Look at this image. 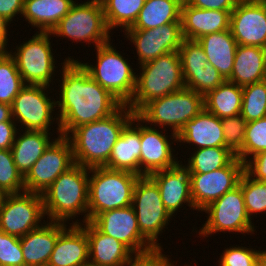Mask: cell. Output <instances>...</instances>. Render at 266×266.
Returning <instances> with one entry per match:
<instances>
[{
    "label": "cell",
    "instance_id": "obj_1",
    "mask_svg": "<svg viewBox=\"0 0 266 266\" xmlns=\"http://www.w3.org/2000/svg\"><path fill=\"white\" fill-rule=\"evenodd\" d=\"M61 66V70L58 69L61 80L57 78L59 89H55L61 136L67 137L81 125L108 117L123 105L101 87L73 56L65 58Z\"/></svg>",
    "mask_w": 266,
    "mask_h": 266
},
{
    "label": "cell",
    "instance_id": "obj_2",
    "mask_svg": "<svg viewBox=\"0 0 266 266\" xmlns=\"http://www.w3.org/2000/svg\"><path fill=\"white\" fill-rule=\"evenodd\" d=\"M135 113L122 105L114 114L75 128L67 138L74 163L83 167H104L124 127Z\"/></svg>",
    "mask_w": 266,
    "mask_h": 266
},
{
    "label": "cell",
    "instance_id": "obj_3",
    "mask_svg": "<svg viewBox=\"0 0 266 266\" xmlns=\"http://www.w3.org/2000/svg\"><path fill=\"white\" fill-rule=\"evenodd\" d=\"M89 174L90 168L74 164L48 187L42 194L47 220L69 225L88 221Z\"/></svg>",
    "mask_w": 266,
    "mask_h": 266
},
{
    "label": "cell",
    "instance_id": "obj_4",
    "mask_svg": "<svg viewBox=\"0 0 266 266\" xmlns=\"http://www.w3.org/2000/svg\"><path fill=\"white\" fill-rule=\"evenodd\" d=\"M139 69L133 96L126 104L135 114L148 102L185 88L179 51L141 64Z\"/></svg>",
    "mask_w": 266,
    "mask_h": 266
},
{
    "label": "cell",
    "instance_id": "obj_5",
    "mask_svg": "<svg viewBox=\"0 0 266 266\" xmlns=\"http://www.w3.org/2000/svg\"><path fill=\"white\" fill-rule=\"evenodd\" d=\"M138 177L106 167L90 168L88 221L102 212L131 206Z\"/></svg>",
    "mask_w": 266,
    "mask_h": 266
},
{
    "label": "cell",
    "instance_id": "obj_6",
    "mask_svg": "<svg viewBox=\"0 0 266 266\" xmlns=\"http://www.w3.org/2000/svg\"><path fill=\"white\" fill-rule=\"evenodd\" d=\"M51 34L52 37L67 38L72 43L86 42L88 48L91 43L95 48L108 43L113 35L107 26L100 0L75 2Z\"/></svg>",
    "mask_w": 266,
    "mask_h": 266
},
{
    "label": "cell",
    "instance_id": "obj_7",
    "mask_svg": "<svg viewBox=\"0 0 266 266\" xmlns=\"http://www.w3.org/2000/svg\"><path fill=\"white\" fill-rule=\"evenodd\" d=\"M111 41L97 46L96 65L77 61L89 75L103 88L111 92L118 100L126 105L132 98L136 86V72L128 58ZM114 46V47H113Z\"/></svg>",
    "mask_w": 266,
    "mask_h": 266
},
{
    "label": "cell",
    "instance_id": "obj_8",
    "mask_svg": "<svg viewBox=\"0 0 266 266\" xmlns=\"http://www.w3.org/2000/svg\"><path fill=\"white\" fill-rule=\"evenodd\" d=\"M203 108L204 96L184 88L148 102L136 115L149 126L178 134Z\"/></svg>",
    "mask_w": 266,
    "mask_h": 266
},
{
    "label": "cell",
    "instance_id": "obj_9",
    "mask_svg": "<svg viewBox=\"0 0 266 266\" xmlns=\"http://www.w3.org/2000/svg\"><path fill=\"white\" fill-rule=\"evenodd\" d=\"M51 32H39L37 30L33 36L23 43H19L13 50L9 48V54L15 59L17 69L21 74L25 84L53 86L59 71L55 66L56 57L50 42ZM54 55V56H53ZM57 71V72H56ZM55 74V75H54ZM52 84V86H50Z\"/></svg>",
    "mask_w": 266,
    "mask_h": 266
},
{
    "label": "cell",
    "instance_id": "obj_10",
    "mask_svg": "<svg viewBox=\"0 0 266 266\" xmlns=\"http://www.w3.org/2000/svg\"><path fill=\"white\" fill-rule=\"evenodd\" d=\"M207 214L205 223L199 230L195 228L194 234H198L199 238L213 236L219 232L222 233H241L242 235L255 234L256 226L249 218L244 197L241 190V179L239 185L230 191H227L219 199L215 200L204 208L201 213ZM198 231V233H197ZM235 232V233H234ZM213 234V235H212Z\"/></svg>",
    "mask_w": 266,
    "mask_h": 266
},
{
    "label": "cell",
    "instance_id": "obj_11",
    "mask_svg": "<svg viewBox=\"0 0 266 266\" xmlns=\"http://www.w3.org/2000/svg\"><path fill=\"white\" fill-rule=\"evenodd\" d=\"M50 88L54 92L49 86L26 84L17 94L11 104V113L12 119L19 124L18 129L50 132L53 124H57V136H61L59 118L54 113L56 100L49 96Z\"/></svg>",
    "mask_w": 266,
    "mask_h": 266
},
{
    "label": "cell",
    "instance_id": "obj_12",
    "mask_svg": "<svg viewBox=\"0 0 266 266\" xmlns=\"http://www.w3.org/2000/svg\"><path fill=\"white\" fill-rule=\"evenodd\" d=\"M141 234L156 248L164 249L160 237L173 220L160 196L159 187L149 176H139L134 188L132 204ZM160 234V235H159Z\"/></svg>",
    "mask_w": 266,
    "mask_h": 266
},
{
    "label": "cell",
    "instance_id": "obj_13",
    "mask_svg": "<svg viewBox=\"0 0 266 266\" xmlns=\"http://www.w3.org/2000/svg\"><path fill=\"white\" fill-rule=\"evenodd\" d=\"M45 219L42 194H8L0 210V230L20 238L39 228Z\"/></svg>",
    "mask_w": 266,
    "mask_h": 266
},
{
    "label": "cell",
    "instance_id": "obj_14",
    "mask_svg": "<svg viewBox=\"0 0 266 266\" xmlns=\"http://www.w3.org/2000/svg\"><path fill=\"white\" fill-rule=\"evenodd\" d=\"M74 164L70 140L66 136L57 137L24 176L25 192L43 194Z\"/></svg>",
    "mask_w": 266,
    "mask_h": 266
},
{
    "label": "cell",
    "instance_id": "obj_15",
    "mask_svg": "<svg viewBox=\"0 0 266 266\" xmlns=\"http://www.w3.org/2000/svg\"><path fill=\"white\" fill-rule=\"evenodd\" d=\"M245 164L236 156L227 166L208 173H189L191 197L196 211H201L227 191L239 185Z\"/></svg>",
    "mask_w": 266,
    "mask_h": 266
},
{
    "label": "cell",
    "instance_id": "obj_16",
    "mask_svg": "<svg viewBox=\"0 0 266 266\" xmlns=\"http://www.w3.org/2000/svg\"><path fill=\"white\" fill-rule=\"evenodd\" d=\"M168 132V129L159 130V128L148 126L140 119V176L172 168L180 162L179 157L176 156L178 151L174 154L175 144H178L177 134L171 132L167 135ZM173 143L175 148L172 146Z\"/></svg>",
    "mask_w": 266,
    "mask_h": 266
},
{
    "label": "cell",
    "instance_id": "obj_17",
    "mask_svg": "<svg viewBox=\"0 0 266 266\" xmlns=\"http://www.w3.org/2000/svg\"><path fill=\"white\" fill-rule=\"evenodd\" d=\"M91 222L102 232L126 245L135 255L156 248L141 234L132 206L113 209L96 215Z\"/></svg>",
    "mask_w": 266,
    "mask_h": 266
},
{
    "label": "cell",
    "instance_id": "obj_18",
    "mask_svg": "<svg viewBox=\"0 0 266 266\" xmlns=\"http://www.w3.org/2000/svg\"><path fill=\"white\" fill-rule=\"evenodd\" d=\"M136 49L138 64H144L169 52L178 51L183 41L181 22L167 23L147 30H125Z\"/></svg>",
    "mask_w": 266,
    "mask_h": 266
},
{
    "label": "cell",
    "instance_id": "obj_19",
    "mask_svg": "<svg viewBox=\"0 0 266 266\" xmlns=\"http://www.w3.org/2000/svg\"><path fill=\"white\" fill-rule=\"evenodd\" d=\"M229 29L238 45L266 48V0L239 1Z\"/></svg>",
    "mask_w": 266,
    "mask_h": 266
},
{
    "label": "cell",
    "instance_id": "obj_20",
    "mask_svg": "<svg viewBox=\"0 0 266 266\" xmlns=\"http://www.w3.org/2000/svg\"><path fill=\"white\" fill-rule=\"evenodd\" d=\"M149 176L159 187L162 202L172 217H176L181 208L185 210L186 206H189V210H196L191 197L190 175L182 161L172 168L156 171Z\"/></svg>",
    "mask_w": 266,
    "mask_h": 266
},
{
    "label": "cell",
    "instance_id": "obj_21",
    "mask_svg": "<svg viewBox=\"0 0 266 266\" xmlns=\"http://www.w3.org/2000/svg\"><path fill=\"white\" fill-rule=\"evenodd\" d=\"M177 142L189 144L191 151L201 148L226 147L222 122L219 117L205 108L193 119L188 121L177 134ZM196 147V148H195Z\"/></svg>",
    "mask_w": 266,
    "mask_h": 266
},
{
    "label": "cell",
    "instance_id": "obj_22",
    "mask_svg": "<svg viewBox=\"0 0 266 266\" xmlns=\"http://www.w3.org/2000/svg\"><path fill=\"white\" fill-rule=\"evenodd\" d=\"M67 227L66 223L47 220L20 237L25 266H47L58 236Z\"/></svg>",
    "mask_w": 266,
    "mask_h": 266
},
{
    "label": "cell",
    "instance_id": "obj_23",
    "mask_svg": "<svg viewBox=\"0 0 266 266\" xmlns=\"http://www.w3.org/2000/svg\"><path fill=\"white\" fill-rule=\"evenodd\" d=\"M89 242V261L97 266H123L135 254L122 242L102 233L91 221L81 223Z\"/></svg>",
    "mask_w": 266,
    "mask_h": 266
},
{
    "label": "cell",
    "instance_id": "obj_24",
    "mask_svg": "<svg viewBox=\"0 0 266 266\" xmlns=\"http://www.w3.org/2000/svg\"><path fill=\"white\" fill-rule=\"evenodd\" d=\"M140 154V118L135 114L122 130L104 167L140 176Z\"/></svg>",
    "mask_w": 266,
    "mask_h": 266
},
{
    "label": "cell",
    "instance_id": "obj_25",
    "mask_svg": "<svg viewBox=\"0 0 266 266\" xmlns=\"http://www.w3.org/2000/svg\"><path fill=\"white\" fill-rule=\"evenodd\" d=\"M230 12L200 9L182 3L181 28L184 39L197 40L203 35L229 30Z\"/></svg>",
    "mask_w": 266,
    "mask_h": 266
},
{
    "label": "cell",
    "instance_id": "obj_26",
    "mask_svg": "<svg viewBox=\"0 0 266 266\" xmlns=\"http://www.w3.org/2000/svg\"><path fill=\"white\" fill-rule=\"evenodd\" d=\"M89 261V242L80 225H69L57 238L47 266H80Z\"/></svg>",
    "mask_w": 266,
    "mask_h": 266
},
{
    "label": "cell",
    "instance_id": "obj_27",
    "mask_svg": "<svg viewBox=\"0 0 266 266\" xmlns=\"http://www.w3.org/2000/svg\"><path fill=\"white\" fill-rule=\"evenodd\" d=\"M50 135L53 136V133L18 129L11 153L16 168L23 177L56 139H52Z\"/></svg>",
    "mask_w": 266,
    "mask_h": 266
},
{
    "label": "cell",
    "instance_id": "obj_28",
    "mask_svg": "<svg viewBox=\"0 0 266 266\" xmlns=\"http://www.w3.org/2000/svg\"><path fill=\"white\" fill-rule=\"evenodd\" d=\"M197 41L202 46L208 62L228 80L231 77L238 46L230 29L203 35Z\"/></svg>",
    "mask_w": 266,
    "mask_h": 266
},
{
    "label": "cell",
    "instance_id": "obj_29",
    "mask_svg": "<svg viewBox=\"0 0 266 266\" xmlns=\"http://www.w3.org/2000/svg\"><path fill=\"white\" fill-rule=\"evenodd\" d=\"M77 0H24L22 17L39 32H51Z\"/></svg>",
    "mask_w": 266,
    "mask_h": 266
},
{
    "label": "cell",
    "instance_id": "obj_30",
    "mask_svg": "<svg viewBox=\"0 0 266 266\" xmlns=\"http://www.w3.org/2000/svg\"><path fill=\"white\" fill-rule=\"evenodd\" d=\"M265 63L266 48L238 45L228 81L241 87L263 81Z\"/></svg>",
    "mask_w": 266,
    "mask_h": 266
},
{
    "label": "cell",
    "instance_id": "obj_31",
    "mask_svg": "<svg viewBox=\"0 0 266 266\" xmlns=\"http://www.w3.org/2000/svg\"><path fill=\"white\" fill-rule=\"evenodd\" d=\"M183 0H145L134 24L126 30H147L181 22Z\"/></svg>",
    "mask_w": 266,
    "mask_h": 266
},
{
    "label": "cell",
    "instance_id": "obj_32",
    "mask_svg": "<svg viewBox=\"0 0 266 266\" xmlns=\"http://www.w3.org/2000/svg\"><path fill=\"white\" fill-rule=\"evenodd\" d=\"M242 98V87L225 80L204 96V108L220 119L237 116L241 113Z\"/></svg>",
    "mask_w": 266,
    "mask_h": 266
},
{
    "label": "cell",
    "instance_id": "obj_33",
    "mask_svg": "<svg viewBox=\"0 0 266 266\" xmlns=\"http://www.w3.org/2000/svg\"><path fill=\"white\" fill-rule=\"evenodd\" d=\"M105 20L110 31L121 28V32L130 28L137 19L145 0H100Z\"/></svg>",
    "mask_w": 266,
    "mask_h": 266
},
{
    "label": "cell",
    "instance_id": "obj_34",
    "mask_svg": "<svg viewBox=\"0 0 266 266\" xmlns=\"http://www.w3.org/2000/svg\"><path fill=\"white\" fill-rule=\"evenodd\" d=\"M183 164L189 173H208L227 166L236 155L227 147L195 149Z\"/></svg>",
    "mask_w": 266,
    "mask_h": 266
},
{
    "label": "cell",
    "instance_id": "obj_35",
    "mask_svg": "<svg viewBox=\"0 0 266 266\" xmlns=\"http://www.w3.org/2000/svg\"><path fill=\"white\" fill-rule=\"evenodd\" d=\"M15 59L9 52H0V103L11 105L25 86Z\"/></svg>",
    "mask_w": 266,
    "mask_h": 266
},
{
    "label": "cell",
    "instance_id": "obj_36",
    "mask_svg": "<svg viewBox=\"0 0 266 266\" xmlns=\"http://www.w3.org/2000/svg\"><path fill=\"white\" fill-rule=\"evenodd\" d=\"M242 108L240 115L247 121L266 116V84L263 81L242 87Z\"/></svg>",
    "mask_w": 266,
    "mask_h": 266
},
{
    "label": "cell",
    "instance_id": "obj_37",
    "mask_svg": "<svg viewBox=\"0 0 266 266\" xmlns=\"http://www.w3.org/2000/svg\"><path fill=\"white\" fill-rule=\"evenodd\" d=\"M241 190L245 208L251 221L260 214H266V182L254 180L246 172L241 176ZM253 217V218H252Z\"/></svg>",
    "mask_w": 266,
    "mask_h": 266
},
{
    "label": "cell",
    "instance_id": "obj_38",
    "mask_svg": "<svg viewBox=\"0 0 266 266\" xmlns=\"http://www.w3.org/2000/svg\"><path fill=\"white\" fill-rule=\"evenodd\" d=\"M266 151V116L247 122L242 149L236 156L245 163L257 153Z\"/></svg>",
    "mask_w": 266,
    "mask_h": 266
},
{
    "label": "cell",
    "instance_id": "obj_39",
    "mask_svg": "<svg viewBox=\"0 0 266 266\" xmlns=\"http://www.w3.org/2000/svg\"><path fill=\"white\" fill-rule=\"evenodd\" d=\"M0 189L7 194L25 192L24 177L16 168L11 150H0Z\"/></svg>",
    "mask_w": 266,
    "mask_h": 266
},
{
    "label": "cell",
    "instance_id": "obj_40",
    "mask_svg": "<svg viewBox=\"0 0 266 266\" xmlns=\"http://www.w3.org/2000/svg\"><path fill=\"white\" fill-rule=\"evenodd\" d=\"M183 78L185 88L191 89L203 96L225 81L218 70L208 61L204 70L195 72V74H183Z\"/></svg>",
    "mask_w": 266,
    "mask_h": 266
},
{
    "label": "cell",
    "instance_id": "obj_41",
    "mask_svg": "<svg viewBox=\"0 0 266 266\" xmlns=\"http://www.w3.org/2000/svg\"><path fill=\"white\" fill-rule=\"evenodd\" d=\"M178 51L183 74H195L204 70L208 58L197 40L183 39Z\"/></svg>",
    "mask_w": 266,
    "mask_h": 266
},
{
    "label": "cell",
    "instance_id": "obj_42",
    "mask_svg": "<svg viewBox=\"0 0 266 266\" xmlns=\"http://www.w3.org/2000/svg\"><path fill=\"white\" fill-rule=\"evenodd\" d=\"M221 122L225 146L236 155L243 147L247 121L241 115H237L222 118Z\"/></svg>",
    "mask_w": 266,
    "mask_h": 266
},
{
    "label": "cell",
    "instance_id": "obj_43",
    "mask_svg": "<svg viewBox=\"0 0 266 266\" xmlns=\"http://www.w3.org/2000/svg\"><path fill=\"white\" fill-rule=\"evenodd\" d=\"M250 247L252 246L230 245L229 248H224L222 254H219L218 265L256 266L259 250Z\"/></svg>",
    "mask_w": 266,
    "mask_h": 266
},
{
    "label": "cell",
    "instance_id": "obj_44",
    "mask_svg": "<svg viewBox=\"0 0 266 266\" xmlns=\"http://www.w3.org/2000/svg\"><path fill=\"white\" fill-rule=\"evenodd\" d=\"M0 266H25L20 238L0 230Z\"/></svg>",
    "mask_w": 266,
    "mask_h": 266
},
{
    "label": "cell",
    "instance_id": "obj_45",
    "mask_svg": "<svg viewBox=\"0 0 266 266\" xmlns=\"http://www.w3.org/2000/svg\"><path fill=\"white\" fill-rule=\"evenodd\" d=\"M162 252L163 249H155L149 253L134 255L123 266H174V263L177 264V261H171V256L165 255Z\"/></svg>",
    "mask_w": 266,
    "mask_h": 266
},
{
    "label": "cell",
    "instance_id": "obj_46",
    "mask_svg": "<svg viewBox=\"0 0 266 266\" xmlns=\"http://www.w3.org/2000/svg\"><path fill=\"white\" fill-rule=\"evenodd\" d=\"M244 164L245 172L250 177L266 182V151L253 155Z\"/></svg>",
    "mask_w": 266,
    "mask_h": 266
},
{
    "label": "cell",
    "instance_id": "obj_47",
    "mask_svg": "<svg viewBox=\"0 0 266 266\" xmlns=\"http://www.w3.org/2000/svg\"><path fill=\"white\" fill-rule=\"evenodd\" d=\"M238 0H183V3L200 9L223 10L230 13L235 9Z\"/></svg>",
    "mask_w": 266,
    "mask_h": 266
},
{
    "label": "cell",
    "instance_id": "obj_48",
    "mask_svg": "<svg viewBox=\"0 0 266 266\" xmlns=\"http://www.w3.org/2000/svg\"><path fill=\"white\" fill-rule=\"evenodd\" d=\"M23 8L24 0H0V15L10 23L16 22L15 18L17 16H22Z\"/></svg>",
    "mask_w": 266,
    "mask_h": 266
},
{
    "label": "cell",
    "instance_id": "obj_49",
    "mask_svg": "<svg viewBox=\"0 0 266 266\" xmlns=\"http://www.w3.org/2000/svg\"><path fill=\"white\" fill-rule=\"evenodd\" d=\"M18 124L15 121L0 122V150H11Z\"/></svg>",
    "mask_w": 266,
    "mask_h": 266
},
{
    "label": "cell",
    "instance_id": "obj_50",
    "mask_svg": "<svg viewBox=\"0 0 266 266\" xmlns=\"http://www.w3.org/2000/svg\"><path fill=\"white\" fill-rule=\"evenodd\" d=\"M10 22L7 21L3 16L0 15V52H7L8 51V36H10L8 34V31L10 27ZM8 29V30H7Z\"/></svg>",
    "mask_w": 266,
    "mask_h": 266
},
{
    "label": "cell",
    "instance_id": "obj_51",
    "mask_svg": "<svg viewBox=\"0 0 266 266\" xmlns=\"http://www.w3.org/2000/svg\"><path fill=\"white\" fill-rule=\"evenodd\" d=\"M14 121L12 119L11 105L0 103V122Z\"/></svg>",
    "mask_w": 266,
    "mask_h": 266
},
{
    "label": "cell",
    "instance_id": "obj_52",
    "mask_svg": "<svg viewBox=\"0 0 266 266\" xmlns=\"http://www.w3.org/2000/svg\"><path fill=\"white\" fill-rule=\"evenodd\" d=\"M261 247L259 248V253L257 256L256 260V266H266V249L260 250Z\"/></svg>",
    "mask_w": 266,
    "mask_h": 266
},
{
    "label": "cell",
    "instance_id": "obj_53",
    "mask_svg": "<svg viewBox=\"0 0 266 266\" xmlns=\"http://www.w3.org/2000/svg\"><path fill=\"white\" fill-rule=\"evenodd\" d=\"M7 195L8 194L4 190L0 189V210H1V207L3 206V203Z\"/></svg>",
    "mask_w": 266,
    "mask_h": 266
},
{
    "label": "cell",
    "instance_id": "obj_54",
    "mask_svg": "<svg viewBox=\"0 0 266 266\" xmlns=\"http://www.w3.org/2000/svg\"><path fill=\"white\" fill-rule=\"evenodd\" d=\"M80 266H97L93 263H91L90 261H88L87 263L81 264Z\"/></svg>",
    "mask_w": 266,
    "mask_h": 266
},
{
    "label": "cell",
    "instance_id": "obj_55",
    "mask_svg": "<svg viewBox=\"0 0 266 266\" xmlns=\"http://www.w3.org/2000/svg\"><path fill=\"white\" fill-rule=\"evenodd\" d=\"M263 82L266 84V63H265Z\"/></svg>",
    "mask_w": 266,
    "mask_h": 266
}]
</instances>
